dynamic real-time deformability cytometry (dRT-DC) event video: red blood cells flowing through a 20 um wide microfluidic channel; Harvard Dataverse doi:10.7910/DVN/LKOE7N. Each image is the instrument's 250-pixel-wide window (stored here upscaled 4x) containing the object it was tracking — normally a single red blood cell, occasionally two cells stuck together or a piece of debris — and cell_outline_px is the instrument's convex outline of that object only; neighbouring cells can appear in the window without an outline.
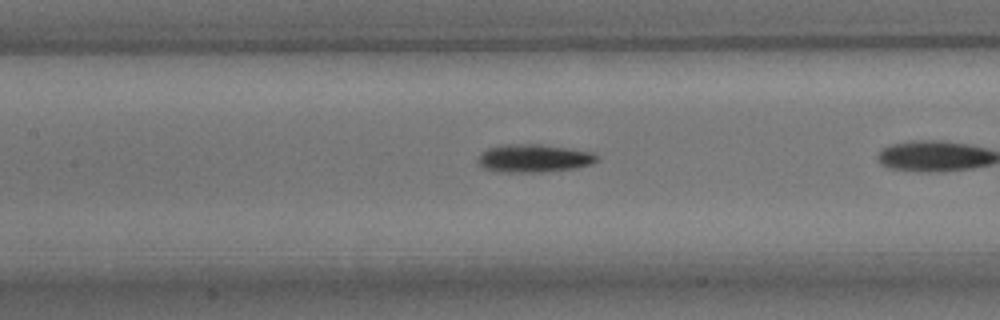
{"species": "common noctule bat (a hibernating species)", "species_latin": "Nyctalus noctula", "temperature_condition": "room temperature", "stored_images_in_passage": 22, "camera_frame_rate_fps": 3000, "um_per_image_px": 0.085, "animal": {"sex": "male", "body_mass_g": 15.6}, "frame": {"image": 1, "passage_image": 4, "time_ms": 1.0, "image_size_px": [1000, 320], "cell_outline_px": [[600, 160], [592, 164], [576, 168], [540, 172], [496, 172], [484, 168], [476, 160], [480, 152], [488, 148], [504, 144], [540, 144], [568, 148], [592, 152], [600, 156]], "centroid_in_image_um": [45.38, 13.45], "position_along_channel_um": 162.0, "area_um2": 19.71}}
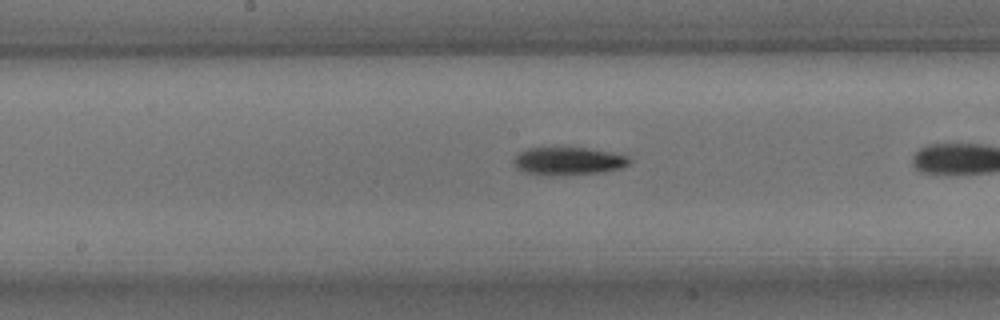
{"frame": {"image": 2, "passage_image": 7, "time_ms": 2.0, "image_size_px": [1000, 320], "cell_outline_px": [[632, 160], [628, 164], [620, 168], [600, 172], [552, 176], [544, 176], [528, 172], [516, 168], [512, 160], [520, 152], [528, 148], [584, 148], [608, 152], [628, 156]], "centroid_in_image_um": [48.27, 13.7], "position_along_channel_um": 199.9, "area_um2": 18.55}}
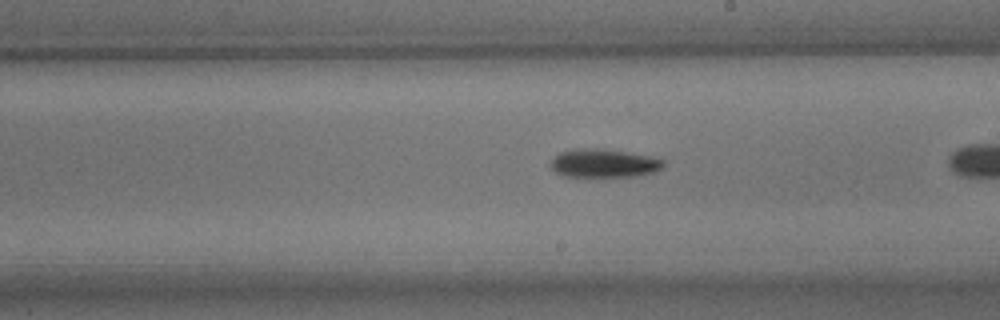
{"frame": {"image": 3, "passage_image": 10, "time_ms": 3.0, "image_size_px": [1000, 320], "cell_outline_px": [[664, 168], [652, 172], [636, 176], [564, 176], [556, 172], [548, 164], [560, 152], [576, 148], [604, 148], [652, 156], [664, 160]], "centroid_in_image_um": [51.34, 13.86], "position_along_channel_um": 237.7, "area_um2": 18.79}}